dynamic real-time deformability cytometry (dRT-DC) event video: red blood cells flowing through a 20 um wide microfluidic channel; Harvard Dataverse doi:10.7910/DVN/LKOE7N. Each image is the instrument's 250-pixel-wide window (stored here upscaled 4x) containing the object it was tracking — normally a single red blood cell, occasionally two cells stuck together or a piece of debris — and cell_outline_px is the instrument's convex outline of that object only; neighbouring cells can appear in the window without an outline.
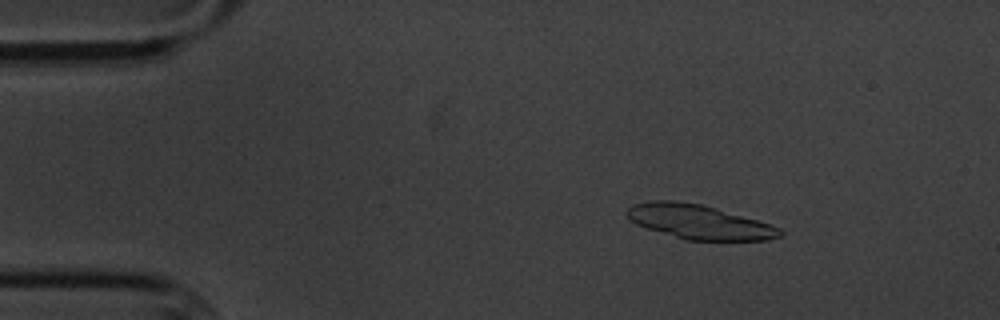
{"species": "common noctule bat (a hibernating species)", "species_latin": "Nyctalus noctula", "temperature_condition": "cold", "stored_images_in_passage": 10, "segment_of_instrument_passage": [1, 2], "camera_frame_rate_fps": 3000, "um_per_image_px": 0.085, "animal": {"sex": "male", "body_mass_g": 20.1, "forearm_length_mm": 53.5}, "frame": {"image": 1, "passage_image": 1, "time_ms": 0.0, "image_size_px": [1000, 320], "cell_outline_px": [[784, 232], [780, 236], [768, 240], [684, 240], [636, 224], [628, 220], [624, 212], [632, 204], [652, 200], [676, 200], [700, 204], [716, 208], [756, 220], [780, 228]], "centroid_in_image_um": [59.35, 18.85], "position_along_channel_um": 25.6, "area_um2": 30.52}}